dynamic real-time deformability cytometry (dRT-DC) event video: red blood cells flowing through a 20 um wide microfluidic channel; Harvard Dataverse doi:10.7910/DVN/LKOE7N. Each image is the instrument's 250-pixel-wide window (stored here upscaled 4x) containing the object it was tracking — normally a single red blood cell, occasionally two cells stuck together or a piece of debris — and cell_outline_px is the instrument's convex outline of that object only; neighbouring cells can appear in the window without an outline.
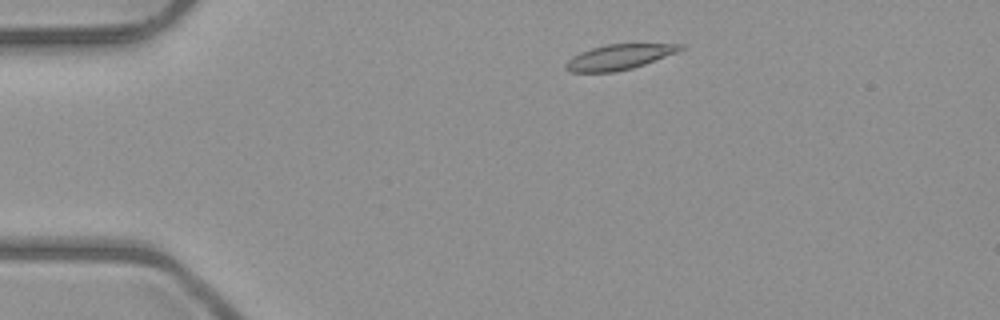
{"species": "common noctule bat (a hibernating species)", "species_latin": "Nyctalus noctula", "temperature_condition": "room temperature", "stored_images_in_passage": 4, "camera_frame_rate_fps": 3000, "um_per_image_px": 0.085, "animal": {"sex": "male", "body_mass_g": 23.1, "forearm_length_mm": 52.7}, "frame": {"image": 1, "passage_image": 2, "time_ms": 1.0, "image_size_px": [1000, 320], "cell_outline_px": [[688, 48], [644, 64], [632, 68], [616, 72], [572, 72], [564, 68], [564, 64], [572, 56], [580, 52], [592, 48], [608, 44], [684, 44]], "centroid_in_image_um": [52.63, 4.84], "position_along_channel_um": 32.4, "area_um2": 16.82}}